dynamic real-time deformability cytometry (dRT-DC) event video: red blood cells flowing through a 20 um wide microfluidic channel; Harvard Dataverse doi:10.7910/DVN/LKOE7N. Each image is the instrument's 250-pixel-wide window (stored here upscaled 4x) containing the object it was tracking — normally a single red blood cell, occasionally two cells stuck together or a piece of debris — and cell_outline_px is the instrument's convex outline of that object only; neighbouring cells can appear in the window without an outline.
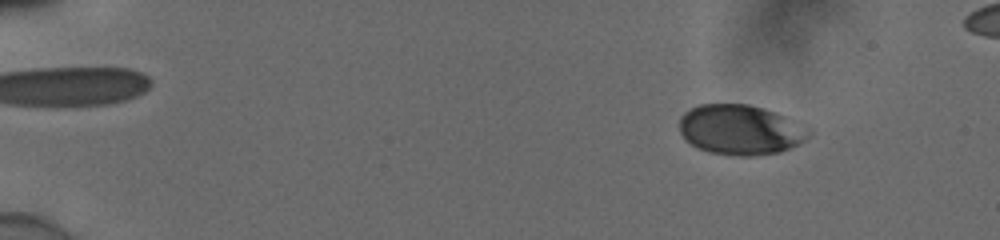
{"species": "human", "species_latin": "Homo sapiens", "temperature_condition": "cold", "stored_images_in_passage": 57, "camera_frame_rate_fps": 3000, "um_per_image_px": 0.085, "donor": {"sex": "male"}, "frame": {"image": 1, "passage_image": 9, "time_ms": 2.667, "image_size_px": [1000, 240], "cell_outline_px": [[812, 132], [804, 140], [780, 152], [752, 156], [732, 156], [708, 152], [692, 144], [680, 132], [680, 116], [684, 112], [700, 104], [748, 104], [764, 108], [776, 112], [812, 128]], "centroid_in_image_um": [62.96, 11.02], "position_along_channel_um": 22.0, "area_um2": 37.8}}
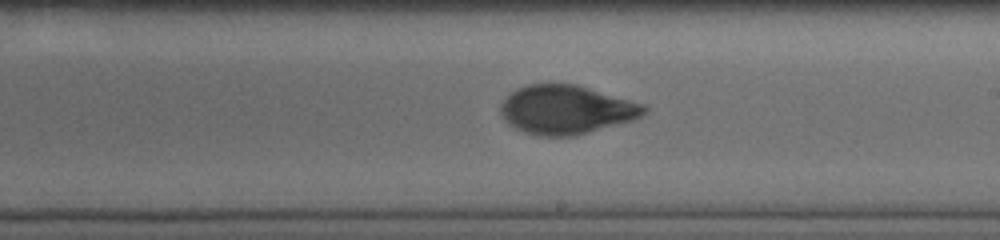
{"frame": {"image": 2, "passage_image": 36, "time_ms": 11.667, "image_size_px": [1000, 240], "cell_outline_px": [[648, 108], [640, 116], [632, 120], [576, 136], [536, 136], [524, 132], [508, 124], [504, 120], [500, 112], [500, 104], [516, 88], [528, 84], [576, 84], [644, 104]], "centroid_in_image_um": [48.1, 9.33], "position_along_channel_um": 240.9, "area_um2": 40.75}}
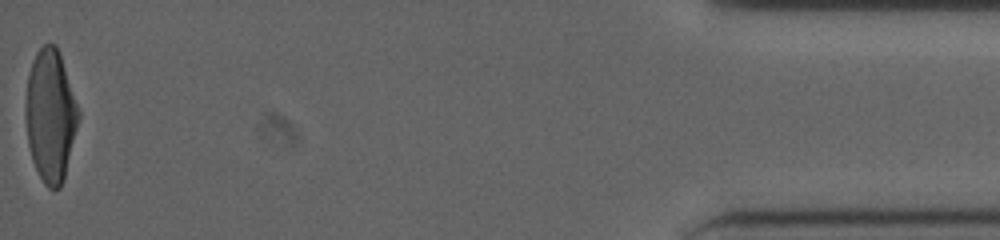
{"frame": {"image": 3, "passage_image": 57, "time_ms": 18.667, "image_size_px": [1000, 240], "cell_outline_px": [[80, 116], [64, 180], [60, 188], [48, 188], [44, 184], [32, 160], [28, 144], [24, 112], [24, 108], [28, 76], [36, 52], [44, 44], [56, 44], [60, 52], [80, 112]], "centroid_in_image_um": [4.29, 9.82], "position_along_channel_um": 430.9, "area_um2": 40.92}, "authors_computed_cell_mechanics": {"area_um2": 40.0554, "velocity_mm_per_s": 3.8769, "shape_relaxation_time_tau1_ms": 5.714, "shape_relaxation_time_tau2_ms": 0.6687, "deformation_change_tau1": 0.2074, "deformation_change_tau2": 0.0567}}